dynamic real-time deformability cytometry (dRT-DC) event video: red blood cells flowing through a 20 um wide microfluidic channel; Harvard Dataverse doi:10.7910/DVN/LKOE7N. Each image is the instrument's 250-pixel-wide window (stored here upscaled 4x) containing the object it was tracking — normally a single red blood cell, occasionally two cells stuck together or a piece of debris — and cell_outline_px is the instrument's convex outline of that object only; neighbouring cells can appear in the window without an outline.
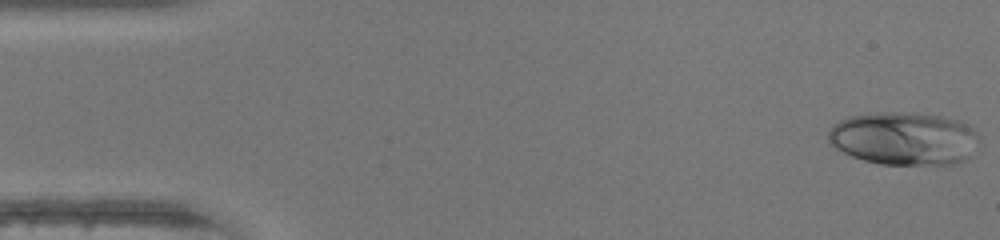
{"species": "human", "species_latin": "Homo sapiens", "temperature_condition": "warm", "stored_images_in_passage": 46, "camera_frame_rate_fps": 3000, "um_per_image_px": 0.085, "donor": {"sex": "female"}, "frame": {"image": 1, "passage_image": 1, "time_ms": 0.0, "image_size_px": [1000, 240], "cell_outline_px": [[980, 144], [964, 160], [956, 164], [880, 164], [864, 160], [852, 156], [828, 144], [828, 132], [832, 124], [848, 116], [876, 112], [916, 112], [940, 116], [956, 120], [968, 124], [980, 136]], "centroid_in_image_um": [76.84, 11.76], "position_along_channel_um": 8.2, "area_um2": 47.16}}
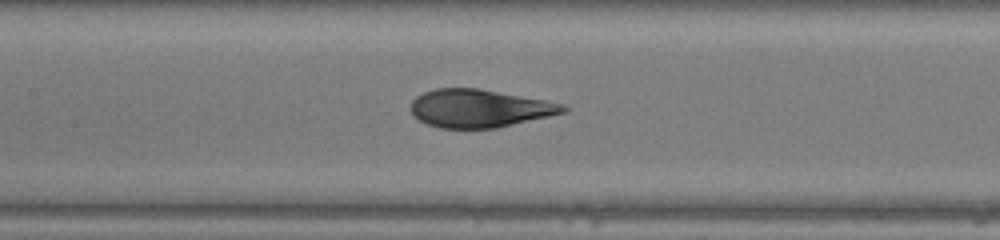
{"frame": {"image": 2, "passage_image": 21, "time_ms": 6.667, "image_size_px": [1000, 240], "cell_outline_px": [[568, 112], [496, 128], [440, 128], [428, 124], [420, 120], [408, 108], [412, 100], [416, 96], [424, 92], [436, 88], [480, 88], [548, 100], [564, 104], [568, 108]], "centroid_in_image_um": [40.78, 9.2], "position_along_channel_um": 166.6, "area_um2": 33.99}}
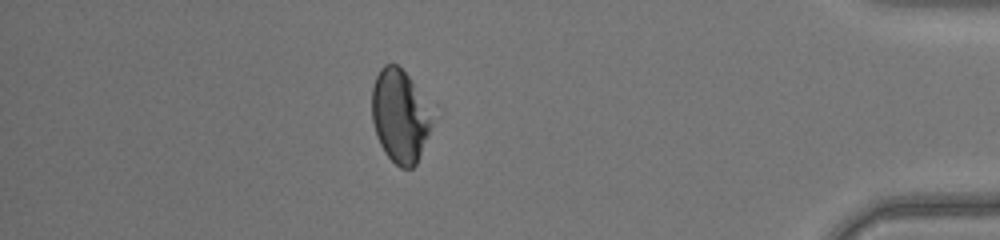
{"frame": {"image": 3, "passage_image": 40, "time_ms": 13.0, "image_size_px": [1000, 240], "cell_outline_px": [[440, 116], [416, 164], [412, 168], [400, 168], [384, 152], [376, 136], [372, 120], [372, 88], [376, 76], [380, 68], [384, 64], [396, 64], [436, 104]], "centroid_in_image_um": [34.15, 9.84], "position_along_channel_um": 401.1, "area_um2": 34.8}, "authors_computed_cell_mechanics": {"area_um2": 34.969, "velocity_mm_per_s": 4.4432, "shape_relaxation_time_tau1_ms": 6.9839, "shape_relaxation_time_tau2_ms": null, "deformation_change_tau1": 0.2447, "deformation_change_tau2": null}}